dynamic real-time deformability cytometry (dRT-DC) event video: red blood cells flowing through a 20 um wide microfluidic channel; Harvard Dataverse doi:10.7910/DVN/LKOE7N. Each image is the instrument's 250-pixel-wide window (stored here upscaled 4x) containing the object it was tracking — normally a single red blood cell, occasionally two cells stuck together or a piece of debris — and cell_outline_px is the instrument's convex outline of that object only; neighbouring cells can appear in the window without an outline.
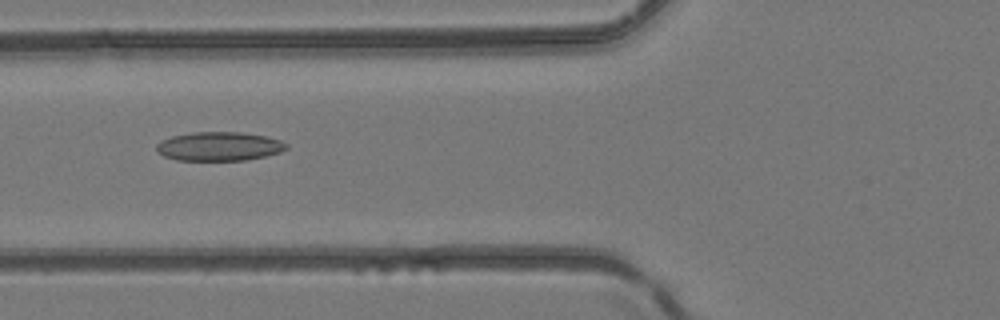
{"species": "common noctule bat (a hibernating species)", "species_latin": "Nyctalus noctula", "temperature_condition": "room temperature", "stored_images_in_passage": 28, "camera_frame_rate_fps": 3000, "um_per_image_px": 0.085, "animal": {"sex": "female", "body_mass_g": 24.6, "forearm_length_mm": 56.2}, "frame": {"image": 1, "passage_image": 3, "time_ms": 0.667, "image_size_px": [1000, 320], "cell_outline_px": [[288, 148], [280, 152], [248, 160], [176, 160], [164, 156], [156, 152], [156, 144], [160, 140], [172, 136], [192, 132], [240, 132], [268, 136], [280, 140], [288, 144]], "centroid_in_image_um": [18.61, 12.43], "position_along_channel_um": 107.2, "area_um2": 22.08}}
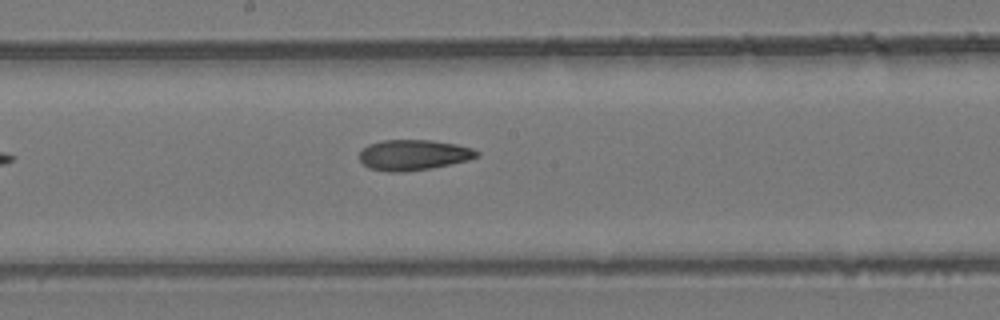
{"frame": {"image": 2, "passage_image": 10, "time_ms": 3.0, "image_size_px": [1000, 320], "cell_outline_px": [[480, 156], [468, 160], [428, 168], [404, 172], [388, 172], [368, 168], [360, 160], [360, 152], [368, 144], [384, 140], [432, 140], [456, 144], [472, 148], [480, 152]], "centroid_in_image_um": [35.15, 13.16], "position_along_channel_um": 213.1, "area_um2": 20.81}}
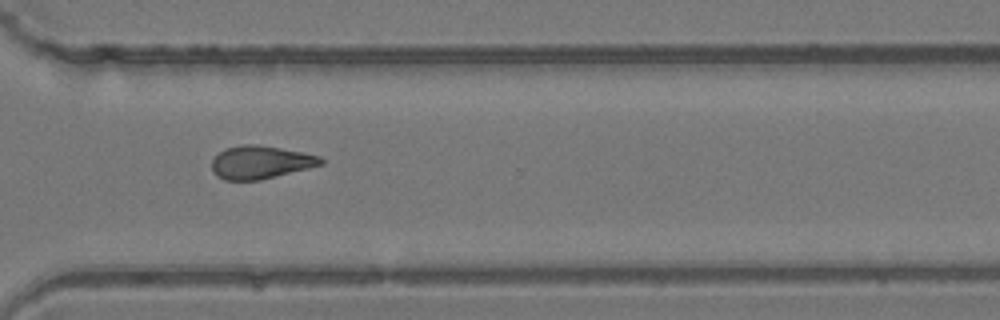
{"frame": {"image": 3, "passage_image": 19, "time_ms": 6.0, "image_size_px": [1000, 320], "cell_outline_px": [[324, 164], [260, 180], [224, 180], [216, 176], [212, 172], [212, 160], [224, 148], [244, 144], [256, 144], [280, 148], [320, 156], [324, 160]], "centroid_in_image_um": [22.12, 13.79], "position_along_channel_um": 348.5, "area_um2": 20.92}}